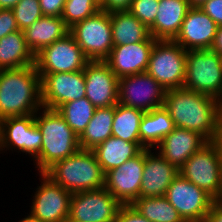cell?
<instances>
[{
    "label": "cell",
    "instance_id": "obj_3",
    "mask_svg": "<svg viewBox=\"0 0 222 222\" xmlns=\"http://www.w3.org/2000/svg\"><path fill=\"white\" fill-rule=\"evenodd\" d=\"M35 113V123L42 134L40 154L33 160L39 173H44L57 161L63 160L79 149L78 136L57 110L43 108Z\"/></svg>",
    "mask_w": 222,
    "mask_h": 222
},
{
    "label": "cell",
    "instance_id": "obj_2",
    "mask_svg": "<svg viewBox=\"0 0 222 222\" xmlns=\"http://www.w3.org/2000/svg\"><path fill=\"white\" fill-rule=\"evenodd\" d=\"M42 107L41 77L35 65L0 70V120L35 115Z\"/></svg>",
    "mask_w": 222,
    "mask_h": 222
},
{
    "label": "cell",
    "instance_id": "obj_34",
    "mask_svg": "<svg viewBox=\"0 0 222 222\" xmlns=\"http://www.w3.org/2000/svg\"><path fill=\"white\" fill-rule=\"evenodd\" d=\"M159 0H133L129 12L148 28L154 23Z\"/></svg>",
    "mask_w": 222,
    "mask_h": 222
},
{
    "label": "cell",
    "instance_id": "obj_12",
    "mask_svg": "<svg viewBox=\"0 0 222 222\" xmlns=\"http://www.w3.org/2000/svg\"><path fill=\"white\" fill-rule=\"evenodd\" d=\"M122 204L105 188L73 193L69 218L78 222H115Z\"/></svg>",
    "mask_w": 222,
    "mask_h": 222
},
{
    "label": "cell",
    "instance_id": "obj_40",
    "mask_svg": "<svg viewBox=\"0 0 222 222\" xmlns=\"http://www.w3.org/2000/svg\"><path fill=\"white\" fill-rule=\"evenodd\" d=\"M204 222H222V200L213 203Z\"/></svg>",
    "mask_w": 222,
    "mask_h": 222
},
{
    "label": "cell",
    "instance_id": "obj_23",
    "mask_svg": "<svg viewBox=\"0 0 222 222\" xmlns=\"http://www.w3.org/2000/svg\"><path fill=\"white\" fill-rule=\"evenodd\" d=\"M70 28L61 17L42 16L23 30L28 48L36 55L42 48L65 37Z\"/></svg>",
    "mask_w": 222,
    "mask_h": 222
},
{
    "label": "cell",
    "instance_id": "obj_25",
    "mask_svg": "<svg viewBox=\"0 0 222 222\" xmlns=\"http://www.w3.org/2000/svg\"><path fill=\"white\" fill-rule=\"evenodd\" d=\"M174 128V121L163 106L145 112L140 121V143L145 149H156Z\"/></svg>",
    "mask_w": 222,
    "mask_h": 222
},
{
    "label": "cell",
    "instance_id": "obj_4",
    "mask_svg": "<svg viewBox=\"0 0 222 222\" xmlns=\"http://www.w3.org/2000/svg\"><path fill=\"white\" fill-rule=\"evenodd\" d=\"M44 174L71 194L101 189L105 185V173L93 150L79 149L54 163Z\"/></svg>",
    "mask_w": 222,
    "mask_h": 222
},
{
    "label": "cell",
    "instance_id": "obj_8",
    "mask_svg": "<svg viewBox=\"0 0 222 222\" xmlns=\"http://www.w3.org/2000/svg\"><path fill=\"white\" fill-rule=\"evenodd\" d=\"M69 33L90 61H104L114 46L110 13L102 10L74 24Z\"/></svg>",
    "mask_w": 222,
    "mask_h": 222
},
{
    "label": "cell",
    "instance_id": "obj_28",
    "mask_svg": "<svg viewBox=\"0 0 222 222\" xmlns=\"http://www.w3.org/2000/svg\"><path fill=\"white\" fill-rule=\"evenodd\" d=\"M115 106L96 108L93 117L78 137L80 149L93 150L112 137Z\"/></svg>",
    "mask_w": 222,
    "mask_h": 222
},
{
    "label": "cell",
    "instance_id": "obj_10",
    "mask_svg": "<svg viewBox=\"0 0 222 222\" xmlns=\"http://www.w3.org/2000/svg\"><path fill=\"white\" fill-rule=\"evenodd\" d=\"M165 197L185 222H204L215 200L180 173L169 185Z\"/></svg>",
    "mask_w": 222,
    "mask_h": 222
},
{
    "label": "cell",
    "instance_id": "obj_39",
    "mask_svg": "<svg viewBox=\"0 0 222 222\" xmlns=\"http://www.w3.org/2000/svg\"><path fill=\"white\" fill-rule=\"evenodd\" d=\"M133 0H99L100 10L107 13L129 11Z\"/></svg>",
    "mask_w": 222,
    "mask_h": 222
},
{
    "label": "cell",
    "instance_id": "obj_21",
    "mask_svg": "<svg viewBox=\"0 0 222 222\" xmlns=\"http://www.w3.org/2000/svg\"><path fill=\"white\" fill-rule=\"evenodd\" d=\"M208 141L199 133L175 127L156 147L160 155L178 170Z\"/></svg>",
    "mask_w": 222,
    "mask_h": 222
},
{
    "label": "cell",
    "instance_id": "obj_37",
    "mask_svg": "<svg viewBox=\"0 0 222 222\" xmlns=\"http://www.w3.org/2000/svg\"><path fill=\"white\" fill-rule=\"evenodd\" d=\"M66 0H39L43 16L61 17Z\"/></svg>",
    "mask_w": 222,
    "mask_h": 222
},
{
    "label": "cell",
    "instance_id": "obj_6",
    "mask_svg": "<svg viewBox=\"0 0 222 222\" xmlns=\"http://www.w3.org/2000/svg\"><path fill=\"white\" fill-rule=\"evenodd\" d=\"M183 87L222 102V56L211 49L187 50Z\"/></svg>",
    "mask_w": 222,
    "mask_h": 222
},
{
    "label": "cell",
    "instance_id": "obj_30",
    "mask_svg": "<svg viewBox=\"0 0 222 222\" xmlns=\"http://www.w3.org/2000/svg\"><path fill=\"white\" fill-rule=\"evenodd\" d=\"M131 206L151 222H185L165 196L139 197Z\"/></svg>",
    "mask_w": 222,
    "mask_h": 222
},
{
    "label": "cell",
    "instance_id": "obj_43",
    "mask_svg": "<svg viewBox=\"0 0 222 222\" xmlns=\"http://www.w3.org/2000/svg\"><path fill=\"white\" fill-rule=\"evenodd\" d=\"M208 0H188L190 7H200Z\"/></svg>",
    "mask_w": 222,
    "mask_h": 222
},
{
    "label": "cell",
    "instance_id": "obj_17",
    "mask_svg": "<svg viewBox=\"0 0 222 222\" xmlns=\"http://www.w3.org/2000/svg\"><path fill=\"white\" fill-rule=\"evenodd\" d=\"M85 97L95 108L118 104L119 78L105 61H89L84 70Z\"/></svg>",
    "mask_w": 222,
    "mask_h": 222
},
{
    "label": "cell",
    "instance_id": "obj_41",
    "mask_svg": "<svg viewBox=\"0 0 222 222\" xmlns=\"http://www.w3.org/2000/svg\"><path fill=\"white\" fill-rule=\"evenodd\" d=\"M210 49L222 56V26H218L217 33Z\"/></svg>",
    "mask_w": 222,
    "mask_h": 222
},
{
    "label": "cell",
    "instance_id": "obj_15",
    "mask_svg": "<svg viewBox=\"0 0 222 222\" xmlns=\"http://www.w3.org/2000/svg\"><path fill=\"white\" fill-rule=\"evenodd\" d=\"M39 75L43 108L56 110L64 103L78 100L86 95L83 70Z\"/></svg>",
    "mask_w": 222,
    "mask_h": 222
},
{
    "label": "cell",
    "instance_id": "obj_20",
    "mask_svg": "<svg viewBox=\"0 0 222 222\" xmlns=\"http://www.w3.org/2000/svg\"><path fill=\"white\" fill-rule=\"evenodd\" d=\"M144 149V168L139 197L165 196L167 189L179 170L165 160L159 152Z\"/></svg>",
    "mask_w": 222,
    "mask_h": 222
},
{
    "label": "cell",
    "instance_id": "obj_16",
    "mask_svg": "<svg viewBox=\"0 0 222 222\" xmlns=\"http://www.w3.org/2000/svg\"><path fill=\"white\" fill-rule=\"evenodd\" d=\"M144 168V149L122 165L105 173L104 187L122 205H131L139 198Z\"/></svg>",
    "mask_w": 222,
    "mask_h": 222
},
{
    "label": "cell",
    "instance_id": "obj_1",
    "mask_svg": "<svg viewBox=\"0 0 222 222\" xmlns=\"http://www.w3.org/2000/svg\"><path fill=\"white\" fill-rule=\"evenodd\" d=\"M163 107L175 127L197 132L208 142L218 141L222 121V102L218 99L182 87L166 90Z\"/></svg>",
    "mask_w": 222,
    "mask_h": 222
},
{
    "label": "cell",
    "instance_id": "obj_42",
    "mask_svg": "<svg viewBox=\"0 0 222 222\" xmlns=\"http://www.w3.org/2000/svg\"><path fill=\"white\" fill-rule=\"evenodd\" d=\"M19 0H0V9H12Z\"/></svg>",
    "mask_w": 222,
    "mask_h": 222
},
{
    "label": "cell",
    "instance_id": "obj_14",
    "mask_svg": "<svg viewBox=\"0 0 222 222\" xmlns=\"http://www.w3.org/2000/svg\"><path fill=\"white\" fill-rule=\"evenodd\" d=\"M40 186L33 196L30 214L44 222H65L70 215L72 194L40 173Z\"/></svg>",
    "mask_w": 222,
    "mask_h": 222
},
{
    "label": "cell",
    "instance_id": "obj_38",
    "mask_svg": "<svg viewBox=\"0 0 222 222\" xmlns=\"http://www.w3.org/2000/svg\"><path fill=\"white\" fill-rule=\"evenodd\" d=\"M200 8L208 14L218 26H222V0H208L202 4Z\"/></svg>",
    "mask_w": 222,
    "mask_h": 222
},
{
    "label": "cell",
    "instance_id": "obj_44",
    "mask_svg": "<svg viewBox=\"0 0 222 222\" xmlns=\"http://www.w3.org/2000/svg\"><path fill=\"white\" fill-rule=\"evenodd\" d=\"M19 222H44L38 218L33 217L30 213L27 217L23 218L21 221Z\"/></svg>",
    "mask_w": 222,
    "mask_h": 222
},
{
    "label": "cell",
    "instance_id": "obj_36",
    "mask_svg": "<svg viewBox=\"0 0 222 222\" xmlns=\"http://www.w3.org/2000/svg\"><path fill=\"white\" fill-rule=\"evenodd\" d=\"M115 222H151L143 217L131 205H122L117 213Z\"/></svg>",
    "mask_w": 222,
    "mask_h": 222
},
{
    "label": "cell",
    "instance_id": "obj_19",
    "mask_svg": "<svg viewBox=\"0 0 222 222\" xmlns=\"http://www.w3.org/2000/svg\"><path fill=\"white\" fill-rule=\"evenodd\" d=\"M156 41L150 36L142 42L113 46L109 56L104 61L118 78L144 73Z\"/></svg>",
    "mask_w": 222,
    "mask_h": 222
},
{
    "label": "cell",
    "instance_id": "obj_22",
    "mask_svg": "<svg viewBox=\"0 0 222 222\" xmlns=\"http://www.w3.org/2000/svg\"><path fill=\"white\" fill-rule=\"evenodd\" d=\"M188 0H159L157 15L149 27L155 40H174L190 9Z\"/></svg>",
    "mask_w": 222,
    "mask_h": 222
},
{
    "label": "cell",
    "instance_id": "obj_45",
    "mask_svg": "<svg viewBox=\"0 0 222 222\" xmlns=\"http://www.w3.org/2000/svg\"><path fill=\"white\" fill-rule=\"evenodd\" d=\"M218 142L220 143V145H221V147H222V121H221V123H220V131H219Z\"/></svg>",
    "mask_w": 222,
    "mask_h": 222
},
{
    "label": "cell",
    "instance_id": "obj_9",
    "mask_svg": "<svg viewBox=\"0 0 222 222\" xmlns=\"http://www.w3.org/2000/svg\"><path fill=\"white\" fill-rule=\"evenodd\" d=\"M89 61L70 33L35 55V67L39 74L84 70Z\"/></svg>",
    "mask_w": 222,
    "mask_h": 222
},
{
    "label": "cell",
    "instance_id": "obj_5",
    "mask_svg": "<svg viewBox=\"0 0 222 222\" xmlns=\"http://www.w3.org/2000/svg\"><path fill=\"white\" fill-rule=\"evenodd\" d=\"M179 173L207 192L215 201L222 200V147L218 141L205 144L190 156Z\"/></svg>",
    "mask_w": 222,
    "mask_h": 222
},
{
    "label": "cell",
    "instance_id": "obj_46",
    "mask_svg": "<svg viewBox=\"0 0 222 222\" xmlns=\"http://www.w3.org/2000/svg\"><path fill=\"white\" fill-rule=\"evenodd\" d=\"M65 222H78V221H73L70 218H68Z\"/></svg>",
    "mask_w": 222,
    "mask_h": 222
},
{
    "label": "cell",
    "instance_id": "obj_31",
    "mask_svg": "<svg viewBox=\"0 0 222 222\" xmlns=\"http://www.w3.org/2000/svg\"><path fill=\"white\" fill-rule=\"evenodd\" d=\"M94 105L86 98L69 101L56 110L79 137L93 117Z\"/></svg>",
    "mask_w": 222,
    "mask_h": 222
},
{
    "label": "cell",
    "instance_id": "obj_27",
    "mask_svg": "<svg viewBox=\"0 0 222 222\" xmlns=\"http://www.w3.org/2000/svg\"><path fill=\"white\" fill-rule=\"evenodd\" d=\"M113 45H128L147 40L149 28L129 11L110 13Z\"/></svg>",
    "mask_w": 222,
    "mask_h": 222
},
{
    "label": "cell",
    "instance_id": "obj_35",
    "mask_svg": "<svg viewBox=\"0 0 222 222\" xmlns=\"http://www.w3.org/2000/svg\"><path fill=\"white\" fill-rule=\"evenodd\" d=\"M19 30L12 9H0V39Z\"/></svg>",
    "mask_w": 222,
    "mask_h": 222
},
{
    "label": "cell",
    "instance_id": "obj_29",
    "mask_svg": "<svg viewBox=\"0 0 222 222\" xmlns=\"http://www.w3.org/2000/svg\"><path fill=\"white\" fill-rule=\"evenodd\" d=\"M144 112L132 107L115 105L114 120L112 124V136L124 141L140 143V121Z\"/></svg>",
    "mask_w": 222,
    "mask_h": 222
},
{
    "label": "cell",
    "instance_id": "obj_11",
    "mask_svg": "<svg viewBox=\"0 0 222 222\" xmlns=\"http://www.w3.org/2000/svg\"><path fill=\"white\" fill-rule=\"evenodd\" d=\"M166 90L148 73L119 78L118 103L145 112L164 105Z\"/></svg>",
    "mask_w": 222,
    "mask_h": 222
},
{
    "label": "cell",
    "instance_id": "obj_7",
    "mask_svg": "<svg viewBox=\"0 0 222 222\" xmlns=\"http://www.w3.org/2000/svg\"><path fill=\"white\" fill-rule=\"evenodd\" d=\"M187 51L173 40H157L146 73L165 90L182 88L186 77Z\"/></svg>",
    "mask_w": 222,
    "mask_h": 222
},
{
    "label": "cell",
    "instance_id": "obj_26",
    "mask_svg": "<svg viewBox=\"0 0 222 222\" xmlns=\"http://www.w3.org/2000/svg\"><path fill=\"white\" fill-rule=\"evenodd\" d=\"M35 65V55L28 48L23 30L9 33L0 39V70Z\"/></svg>",
    "mask_w": 222,
    "mask_h": 222
},
{
    "label": "cell",
    "instance_id": "obj_33",
    "mask_svg": "<svg viewBox=\"0 0 222 222\" xmlns=\"http://www.w3.org/2000/svg\"><path fill=\"white\" fill-rule=\"evenodd\" d=\"M19 30H24L43 16L39 0H19L12 8Z\"/></svg>",
    "mask_w": 222,
    "mask_h": 222
},
{
    "label": "cell",
    "instance_id": "obj_24",
    "mask_svg": "<svg viewBox=\"0 0 222 222\" xmlns=\"http://www.w3.org/2000/svg\"><path fill=\"white\" fill-rule=\"evenodd\" d=\"M143 149L145 148L141 143L127 142L112 136L93 149V152L103 172L106 173L138 155Z\"/></svg>",
    "mask_w": 222,
    "mask_h": 222
},
{
    "label": "cell",
    "instance_id": "obj_13",
    "mask_svg": "<svg viewBox=\"0 0 222 222\" xmlns=\"http://www.w3.org/2000/svg\"><path fill=\"white\" fill-rule=\"evenodd\" d=\"M41 146L42 134L35 123L34 115L0 120V151L5 148L18 149L34 160L40 154Z\"/></svg>",
    "mask_w": 222,
    "mask_h": 222
},
{
    "label": "cell",
    "instance_id": "obj_18",
    "mask_svg": "<svg viewBox=\"0 0 222 222\" xmlns=\"http://www.w3.org/2000/svg\"><path fill=\"white\" fill-rule=\"evenodd\" d=\"M218 25L200 7H191L173 40L187 50L210 49Z\"/></svg>",
    "mask_w": 222,
    "mask_h": 222
},
{
    "label": "cell",
    "instance_id": "obj_32",
    "mask_svg": "<svg viewBox=\"0 0 222 222\" xmlns=\"http://www.w3.org/2000/svg\"><path fill=\"white\" fill-rule=\"evenodd\" d=\"M99 10V0H66L61 18L71 28Z\"/></svg>",
    "mask_w": 222,
    "mask_h": 222
}]
</instances>
